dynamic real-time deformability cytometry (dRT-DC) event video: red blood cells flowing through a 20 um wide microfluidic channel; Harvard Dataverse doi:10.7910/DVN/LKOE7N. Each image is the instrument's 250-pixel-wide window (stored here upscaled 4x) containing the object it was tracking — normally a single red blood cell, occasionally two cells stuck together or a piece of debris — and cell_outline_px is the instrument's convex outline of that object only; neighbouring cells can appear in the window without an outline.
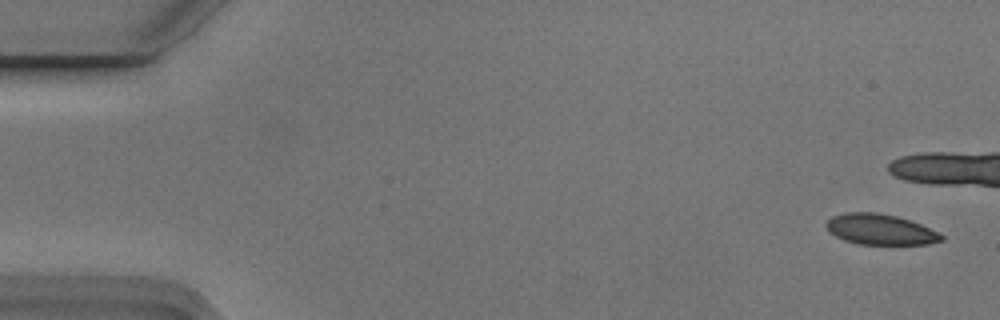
{"species": "Egyptian fruit bat (a non-hibernating species)", "species_latin": "Rousettus aegyptiacus", "temperature_condition": "cold", "stored_images_in_passage": 6, "camera_frame_rate_fps": 3000, "um_per_image_px": 0.085, "animal": {"sex": "male"}, "frame": {"image": 1, "passage_image": 1, "time_ms": 0.0, "image_size_px": [1000, 320], "cell_outline_px": [[944, 240], [928, 244], [860, 244], [844, 240], [836, 236], [824, 224], [832, 216], [844, 212], [876, 212], [896, 216], [920, 224], [944, 236]], "centroid_in_image_um": [74.81, 19.5], "position_along_channel_um": 10.2, "area_um2": 20.29}}